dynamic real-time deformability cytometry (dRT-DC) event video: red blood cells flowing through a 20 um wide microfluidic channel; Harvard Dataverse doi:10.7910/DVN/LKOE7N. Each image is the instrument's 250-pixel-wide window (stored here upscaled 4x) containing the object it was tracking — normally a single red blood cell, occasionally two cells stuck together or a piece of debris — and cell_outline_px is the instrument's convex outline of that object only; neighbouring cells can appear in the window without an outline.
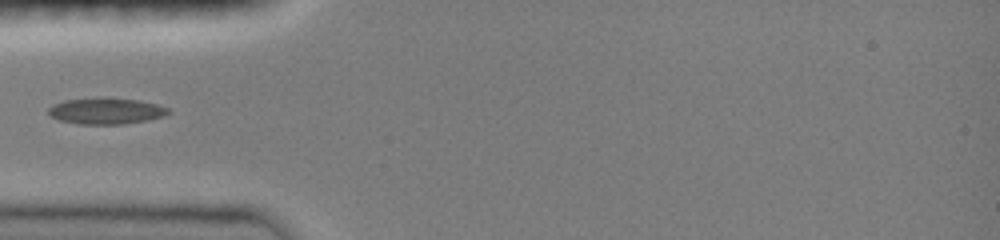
{"species": "common noctule bat (a hibernating species)", "species_latin": "Nyctalus noctula", "temperature_condition": "room temperature", "stored_images_in_passage": 33, "camera_frame_rate_fps": 3000, "um_per_image_px": 0.085, "animal": {"sex": "female", "body_mass_g": 19.0, "forearm_length_mm": 51.5}, "frame": {"image": 1, "passage_image": 1, "time_ms": 0.0, "image_size_px": [1000, 240], "cell_outline_px": [[172, 112], [164, 116], [148, 120], [124, 124], [80, 124], [60, 120], [52, 116], [48, 112], [48, 108], [52, 104], [64, 100], [140, 100], [156, 104], [168, 108]], "centroid_in_image_um": [9.05, 9.47], "position_along_channel_um": 76.0, "area_um2": 17.57}}
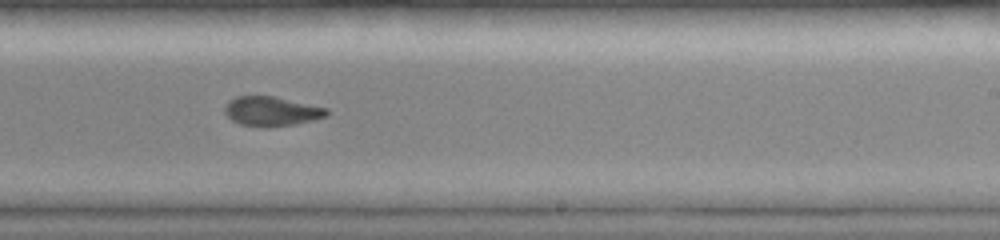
{"frame": {"image": 2, "passage_image": 15, "time_ms": 4.667, "image_size_px": [1000, 240], "cell_outline_px": [[328, 116], [312, 120], [292, 124], [268, 128], [240, 124], [232, 120], [224, 112], [224, 108], [228, 100], [236, 96], [272, 96], [328, 108]], "centroid_in_image_um": [23.05, 9.46], "position_along_channel_um": 265.9, "area_um2": 17.46}}
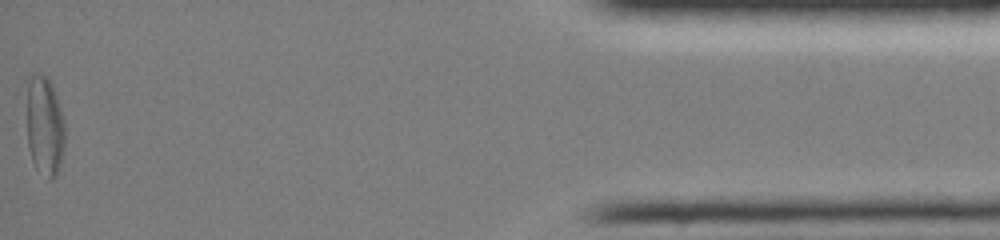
{"frame": {"image": 3, "passage_image": 33, "time_ms": 10.667, "image_size_px": [1000, 240], "cell_outline_px": [[64, 148], [60, 164], [56, 176], [52, 180], [48, 180], [36, 168], [32, 160], [28, 144], [28, 84], [32, 72], [36, 72], [48, 76], [52, 84], [64, 120]], "centroid_in_image_um": [3.81, 10.71], "position_along_channel_um": 431.4, "area_um2": 22.08}}